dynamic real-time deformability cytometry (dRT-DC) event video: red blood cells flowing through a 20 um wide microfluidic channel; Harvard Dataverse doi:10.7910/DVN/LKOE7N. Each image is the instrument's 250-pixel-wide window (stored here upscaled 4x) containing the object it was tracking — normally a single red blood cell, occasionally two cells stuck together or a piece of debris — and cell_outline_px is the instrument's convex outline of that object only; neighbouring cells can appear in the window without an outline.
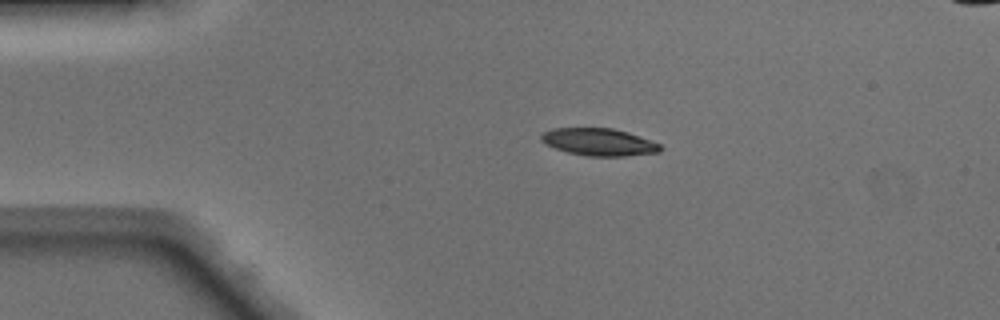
{"species": "Egyptian fruit bat (a non-hibernating species)", "species_latin": "Rousettus aegyptiacus", "temperature_condition": "warm", "stored_images_in_passage": 39, "camera_frame_rate_fps": 3000, "um_per_image_px": 0.085, "animal": {"sex": "male"}, "frame": {"image": 1, "passage_image": 1, "time_ms": 0.0, "image_size_px": [1000, 320], "cell_outline_px": [[664, 148], [660, 152], [624, 156], [588, 156], [568, 152], [556, 148], [540, 140], [540, 136], [544, 132], [552, 128], [612, 128], [628, 132], [660, 144]], "centroid_in_image_um": [50.93, 12.07], "position_along_channel_um": 34.1, "area_um2": 18.84}}
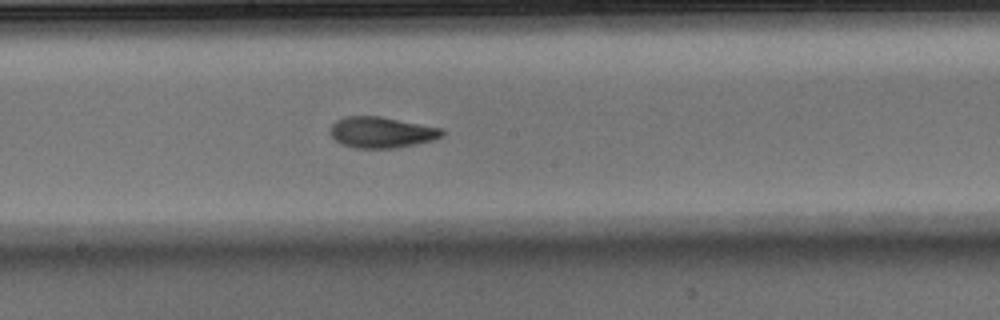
{"frame": {"image": 2, "passage_image": 17, "time_ms": 5.333, "image_size_px": [1000, 320], "cell_outline_px": [[444, 136], [432, 140], [416, 144], [396, 148], [356, 148], [340, 144], [332, 136], [332, 124], [336, 120], [344, 116], [380, 116], [444, 128]], "centroid_in_image_um": [32.47, 11.24], "position_along_channel_um": 215.7, "area_um2": 20.29}}
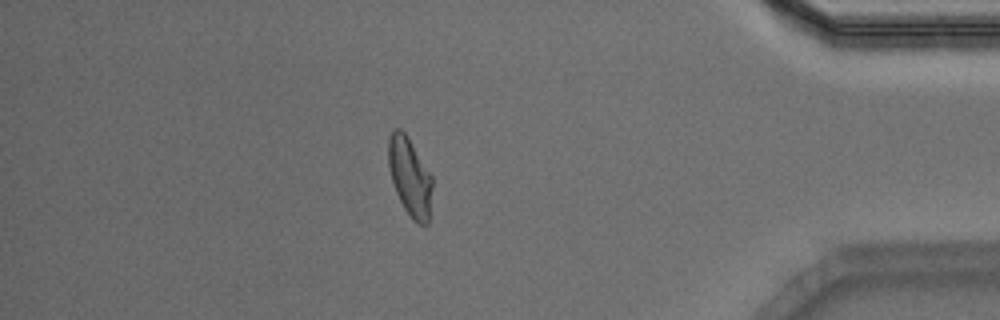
{"frame": {"image": 3, "passage_image": 33, "time_ms": 10.667, "image_size_px": [1000, 320], "cell_outline_px": [[432, 188], [428, 224], [420, 224], [412, 220], [404, 208], [396, 192], [392, 180], [388, 164], [388, 140], [392, 132], [396, 128], [400, 128], [408, 136], [432, 176]], "centroid_in_image_um": [34.84, 15.02], "position_along_channel_um": 400.4, "area_um2": 19.94}, "authors_computed_cell_mechanics": {"area_um2": 20.1722, "velocity_mm_per_s": 4.1732, "shape_relaxation_time_tau1_ms": 4.5531, "shape_relaxation_time_tau2_ms": 2.0917, "deformation_change_tau1": 0.1802, "deformation_change_tau2": 0.0843}}